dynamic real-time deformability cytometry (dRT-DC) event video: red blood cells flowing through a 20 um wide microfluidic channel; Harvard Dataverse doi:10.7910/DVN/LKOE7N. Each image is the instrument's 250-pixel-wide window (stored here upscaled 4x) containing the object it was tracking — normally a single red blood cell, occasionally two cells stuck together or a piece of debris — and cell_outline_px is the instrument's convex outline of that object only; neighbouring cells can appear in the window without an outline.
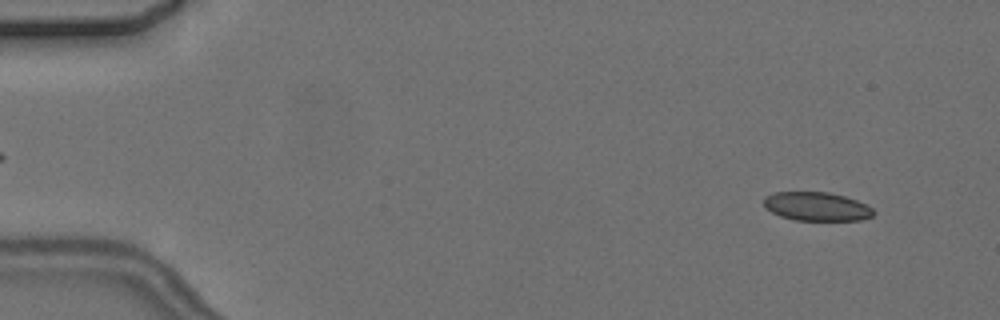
{"species": "common noctule bat (a hibernating species)", "species_latin": "Nyctalus noctula", "temperature_condition": "cold", "stored_images_in_passage": 4, "camera_frame_rate_fps": 3000, "um_per_image_px": 0.085, "animal": {"sex": "female", "body_mass_g": 24.6, "forearm_length_mm": 56.2}, "frame": {"image": 1, "passage_image": 1, "time_ms": 0.0, "image_size_px": [1000, 320], "cell_outline_px": [[876, 212], [872, 216], [860, 220], [796, 220], [780, 216], [764, 208], [764, 196], [776, 192], [828, 192], [844, 196], [856, 200], [872, 208]], "centroid_in_image_um": [69.4, 17.55], "position_along_channel_um": 15.6, "area_um2": 18.32}}
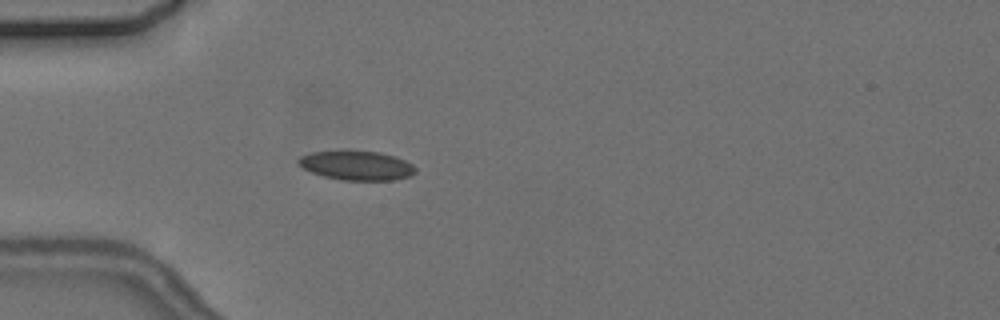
{"frame": {"image": 2, "passage_image": 4, "time_ms": 4.0, "image_size_px": [1000, 320], "cell_outline_px": [[416, 172], [412, 176], [392, 180], [344, 180], [324, 176], [312, 172], [304, 168], [296, 160], [300, 156], [312, 152], [380, 152], [396, 156], [412, 164], [416, 168]], "centroid_in_image_um": [30.37, 14.08], "position_along_channel_um": 54.6, "area_um2": 19.59}}